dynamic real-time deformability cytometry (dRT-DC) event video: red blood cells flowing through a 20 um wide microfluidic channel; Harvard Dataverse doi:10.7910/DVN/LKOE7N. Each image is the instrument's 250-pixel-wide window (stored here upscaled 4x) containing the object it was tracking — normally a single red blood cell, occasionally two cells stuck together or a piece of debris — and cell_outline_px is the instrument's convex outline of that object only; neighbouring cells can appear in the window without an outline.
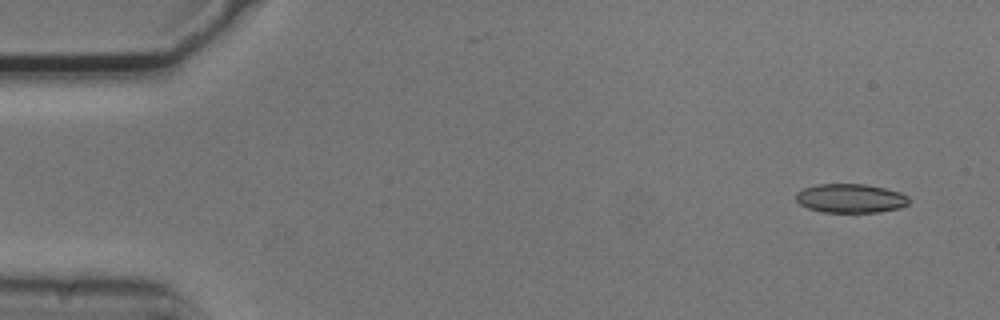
{"species": "common noctule bat (a hibernating species)", "species_latin": "Nyctalus noctula", "temperature_condition": "cold", "stored_images_in_passage": 5, "segment_of_instrument_passage": [1, 2], "camera_frame_rate_fps": 3000, "um_per_image_px": 0.085, "animal": {"sex": "male", "body_mass_g": 20.5, "forearm_length_mm": 52.5}, "frame": {"image": 1, "passage_image": 1, "time_ms": 0.0, "image_size_px": [1000, 320], "cell_outline_px": [[908, 204], [900, 208], [880, 212], [856, 216], [824, 212], [808, 208], [800, 204], [796, 200], [796, 192], [804, 188], [816, 184], [864, 184], [884, 188], [900, 192], [908, 196]], "centroid_in_image_um": [72.3, 16.91], "position_along_channel_um": 12.7, "area_um2": 19.88}}
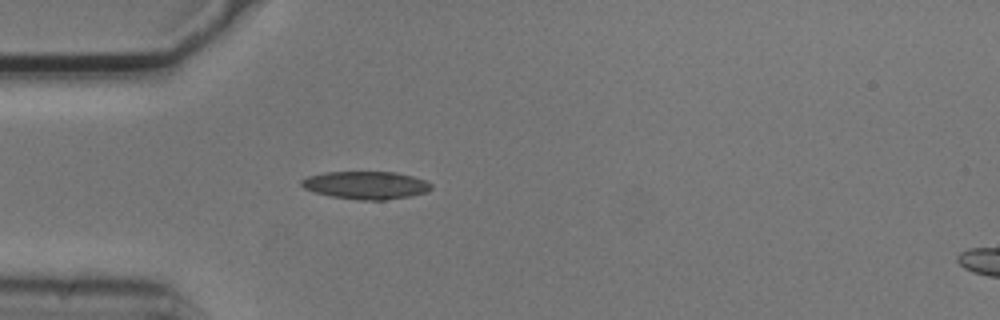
{"frame": {"image": 2, "passage_image": 4, "time_ms": 1.0, "image_size_px": [1000, 320], "cell_outline_px": [[432, 188], [428, 192], [408, 196], [384, 200], [356, 200], [332, 196], [316, 192], [304, 188], [300, 184], [300, 180], [308, 176], [324, 172], [396, 172], [412, 176], [424, 180], [432, 184]], "centroid_in_image_um": [31.1, 15.74], "position_along_channel_um": 53.9, "area_um2": 20.98}}